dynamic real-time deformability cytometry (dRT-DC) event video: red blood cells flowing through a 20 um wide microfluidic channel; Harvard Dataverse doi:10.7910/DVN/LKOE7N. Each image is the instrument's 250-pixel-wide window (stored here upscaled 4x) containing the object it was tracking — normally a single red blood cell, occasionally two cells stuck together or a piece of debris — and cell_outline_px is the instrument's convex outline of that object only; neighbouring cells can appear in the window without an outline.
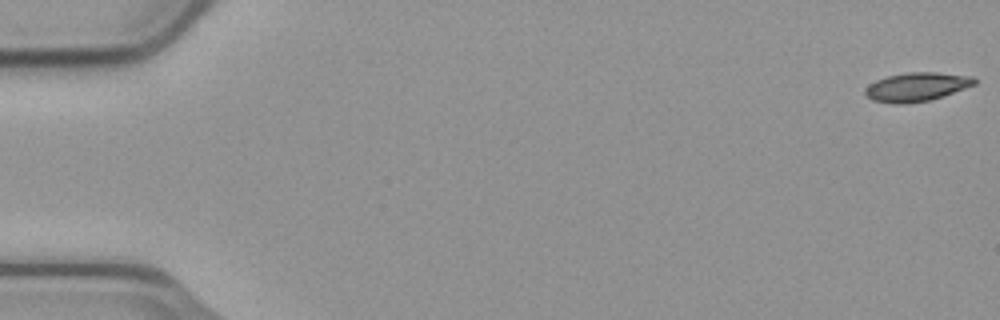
{"species": "common noctule bat (a hibernating species)", "species_latin": "Nyctalus noctula", "temperature_condition": "cold", "stored_images_in_passage": 15, "camera_frame_rate_fps": 3000, "um_per_image_px": 0.085, "animal": {"sex": "male", "body_mass_g": 23.1, "forearm_length_mm": 52.7}, "frame": {"image": 1, "passage_image": 1, "time_ms": 0.0, "image_size_px": [1000, 320], "cell_outline_px": [[976, 84], [928, 100], [904, 104], [896, 104], [872, 100], [864, 92], [864, 88], [868, 84], [876, 80], [888, 76], [908, 72], [936, 72], [972, 76], [976, 80]], "centroid_in_image_um": [77.87, 7.37], "position_along_channel_um": 7.1, "area_um2": 18.09}}
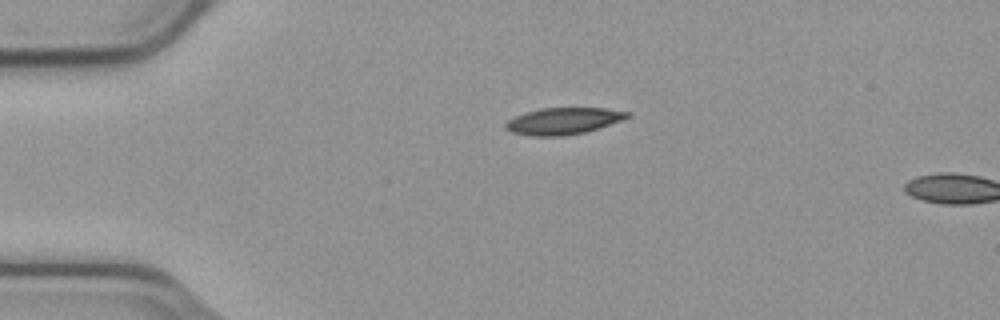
{"frame": {"image": 2, "passage_image": 13, "time_ms": 4.0, "image_size_px": [1000, 320], "cell_outline_px": [[632, 116], [600, 128], [584, 132], [564, 136], [528, 136], [512, 132], [504, 128], [504, 124], [508, 120], [516, 116], [540, 108], [604, 108], [632, 112]], "centroid_in_image_um": [47.9, 10.29], "position_along_channel_um": 37.1, "area_um2": 19.02}}